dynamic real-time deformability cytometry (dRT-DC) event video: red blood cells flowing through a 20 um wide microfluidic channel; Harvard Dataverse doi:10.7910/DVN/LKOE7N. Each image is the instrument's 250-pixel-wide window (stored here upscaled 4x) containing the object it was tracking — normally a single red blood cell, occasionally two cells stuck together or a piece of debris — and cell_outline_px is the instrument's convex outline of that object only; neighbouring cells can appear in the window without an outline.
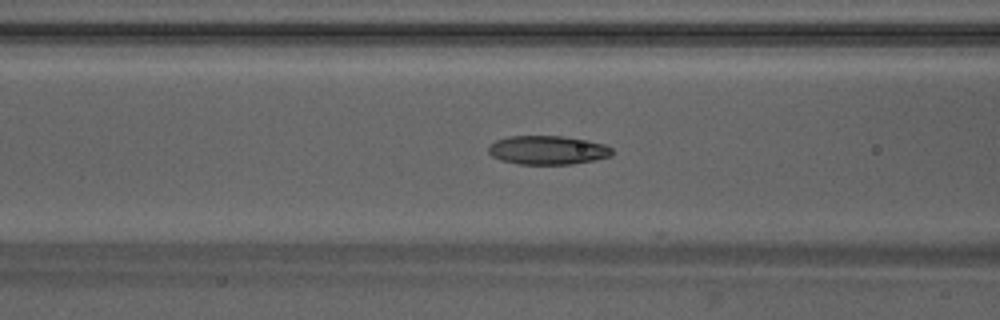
{"species": "Egyptian fruit bat (a non-hibernating species)", "species_latin": "Rousettus aegyptiacus", "temperature_condition": "warm", "stored_images_in_passage": 34, "camera_frame_rate_fps": 3000, "um_per_image_px": 0.085, "animal": {"sex": "male"}, "frame": {"image": 1, "passage_image": 5, "time_ms": 1.333, "image_size_px": [1000, 320], "cell_outline_px": [[612, 156], [572, 164], [516, 164], [500, 160], [492, 156], [488, 152], [488, 148], [496, 140], [508, 136], [564, 136], [588, 140], [604, 144], [612, 148]], "centroid_in_image_um": [46.54, 12.76], "position_along_channel_um": 120.1, "area_um2": 20.81}}
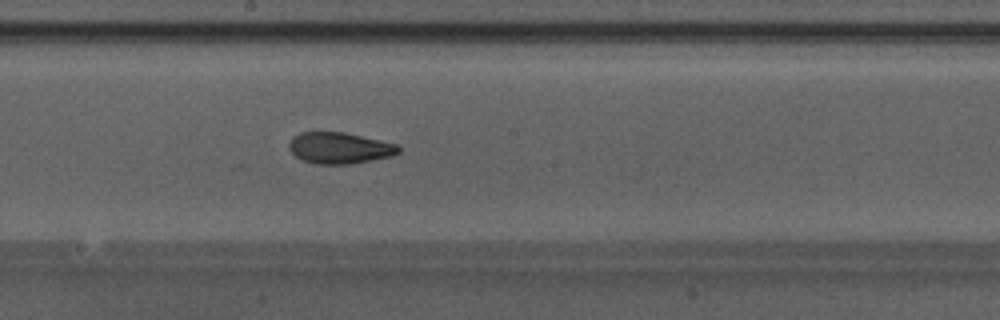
{"frame": {"image": 2, "passage_image": 12, "time_ms": 3.667, "image_size_px": [1000, 320], "cell_outline_px": [[400, 152], [392, 156], [352, 164], [316, 164], [304, 160], [296, 156], [288, 148], [288, 144], [292, 136], [300, 132], [344, 132], [396, 144], [400, 148]], "centroid_in_image_um": [28.84, 12.58], "position_along_channel_um": 219.4, "area_um2": 19.94}}
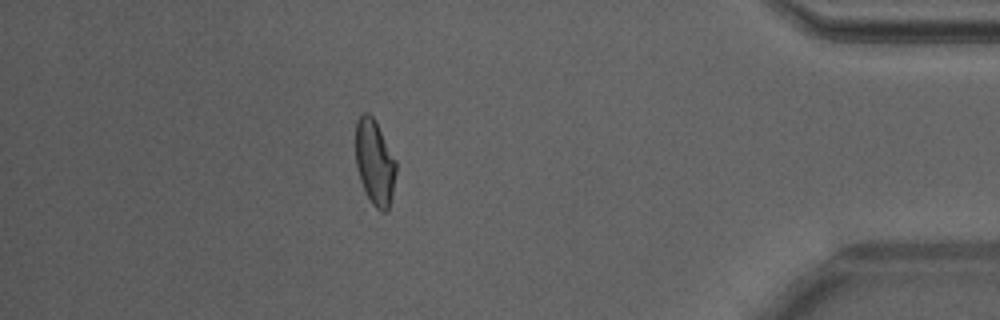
{"frame": {"image": 3, "passage_image": 28, "time_ms": 9.0, "image_size_px": [1000, 320], "cell_outline_px": [[396, 172], [392, 192], [388, 208], [384, 212], [380, 212], [372, 204], [360, 180], [356, 168], [356, 120], [364, 112], [368, 112], [376, 120], [396, 160]], "centroid_in_image_um": [31.84, 13.76], "position_along_channel_um": 403.4, "area_um2": 20.06}, "authors_computed_cell_mechanics": {"area_um2": 20.2011, "velocity_mm_per_s": 4.2489, "shape_relaxation_time_tau1_ms": null, "shape_relaxation_time_tau2_ms": 2.7226, "deformation_change_tau1": null, "deformation_change_tau2": 0.0316}}